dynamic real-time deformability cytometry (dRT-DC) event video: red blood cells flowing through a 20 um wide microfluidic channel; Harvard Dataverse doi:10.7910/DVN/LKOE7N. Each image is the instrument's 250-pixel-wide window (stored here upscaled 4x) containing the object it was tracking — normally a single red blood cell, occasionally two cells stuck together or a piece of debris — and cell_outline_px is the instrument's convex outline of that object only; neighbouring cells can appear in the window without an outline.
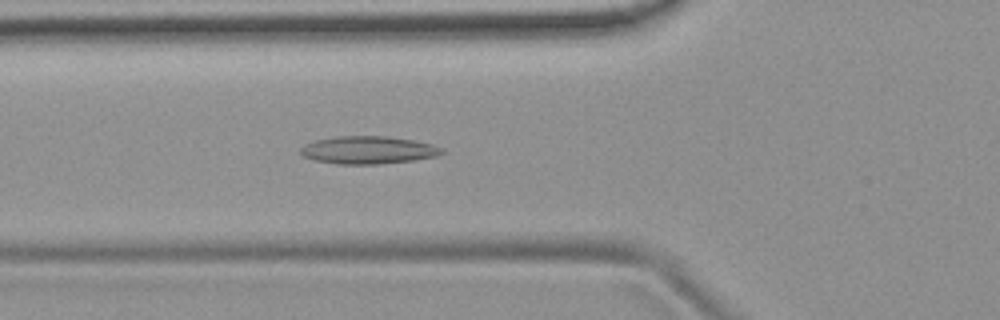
{"species": "common noctule bat (a hibernating species)", "species_latin": "Nyctalus noctula", "temperature_condition": "room temperature", "stored_images_in_passage": 53, "camera_frame_rate_fps": 3000, "um_per_image_px": 0.085, "animal": {"sex": "female", "body_mass_g": 19.9}, "frame": {"image": 1, "passage_image": 19, "time_ms": 6.0, "image_size_px": [1000, 320], "cell_outline_px": [[444, 152], [436, 156], [412, 160], [376, 164], [336, 164], [312, 160], [304, 156], [300, 152], [300, 148], [304, 144], [316, 140], [336, 136], [388, 136], [412, 140], [432, 144], [444, 148]], "centroid_in_image_um": [31.27, 12.75], "position_along_channel_um": 94.5, "area_um2": 22.83}}
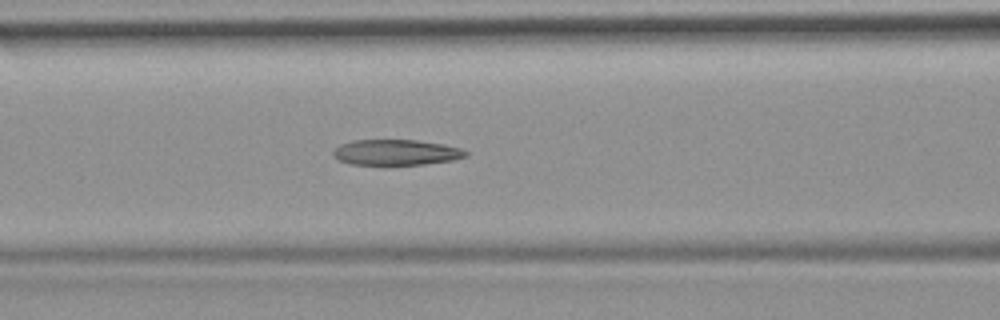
{"frame": {"image": 2, "passage_image": 22, "time_ms": 7.0, "image_size_px": [1000, 320], "cell_outline_px": [[468, 156], [452, 160], [424, 164], [384, 168], [348, 164], [332, 156], [332, 152], [340, 144], [352, 140], [416, 140], [444, 144], [460, 148], [468, 152]], "centroid_in_image_um": [33.61, 13.0], "position_along_channel_um": 133.0, "area_um2": 20.81}}
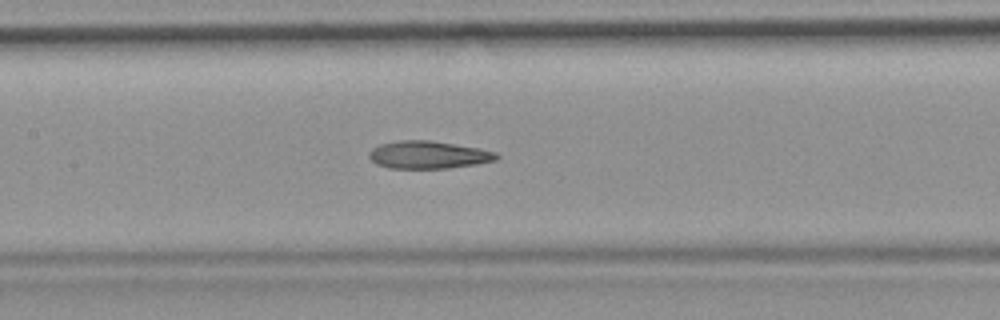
{"frame": {"image": 3, "passage_image": 25, "time_ms": 8.0, "image_size_px": [1000, 320], "cell_outline_px": [[500, 156], [496, 160], [476, 164], [448, 168], [388, 168], [376, 164], [368, 156], [368, 152], [372, 148], [380, 144], [400, 140], [432, 140], [480, 148], [496, 152]], "centroid_in_image_um": [36.41, 13.15], "position_along_channel_um": 171.0, "area_um2": 20.63}, "authors_computed_cell_mechanics": {"area_um2": 21.4438, "velocity_mm_per_s": 3.8048, "shape_relaxation_time_tau1_ms": null, "shape_relaxation_time_tau2_ms": 3.7008, "deformation_change_tau1": null, "deformation_change_tau2": 0.1363}}